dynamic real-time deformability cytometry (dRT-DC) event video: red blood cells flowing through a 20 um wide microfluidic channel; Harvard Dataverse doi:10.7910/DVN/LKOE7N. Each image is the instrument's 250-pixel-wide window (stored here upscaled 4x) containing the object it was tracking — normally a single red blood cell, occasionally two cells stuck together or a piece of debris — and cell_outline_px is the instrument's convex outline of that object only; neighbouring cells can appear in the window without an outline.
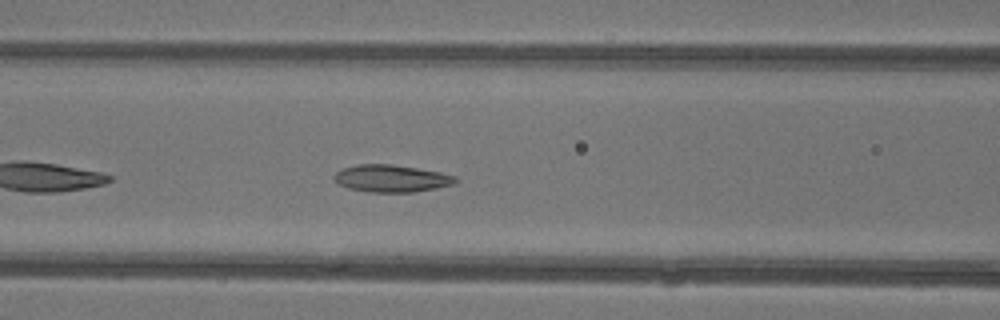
{"species": "common noctule bat (a hibernating species)", "species_latin": "Nyctalus noctula", "temperature_condition": "warm", "stored_images_in_passage": 35, "camera_frame_rate_fps": 3000, "um_per_image_px": 0.085, "animal": {"sex": "female"}, "frame": {"image": 1, "passage_image": 7, "time_ms": 2.0, "image_size_px": [1000, 320], "cell_outline_px": [[460, 180], [456, 184], [436, 188], [412, 192], [368, 192], [348, 188], [340, 184], [332, 176], [340, 168], [356, 164], [392, 164], [440, 172], [456, 176]], "centroid_in_image_um": [33.28, 15.16], "position_along_channel_um": 133.3, "area_um2": 19.42}}
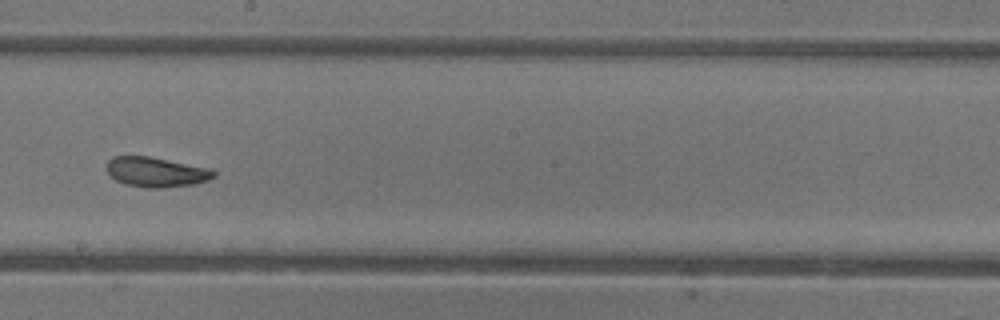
{"frame": {"image": 2, "passage_image": 14, "time_ms": 4.333, "image_size_px": [1000, 320], "cell_outline_px": [[216, 176], [208, 180], [192, 184], [160, 188], [148, 188], [124, 184], [108, 176], [108, 160], [112, 156], [148, 156], [212, 168], [216, 172]], "centroid_in_image_um": [13.28, 14.62], "position_along_channel_um": 234.9, "area_um2": 18.73}}
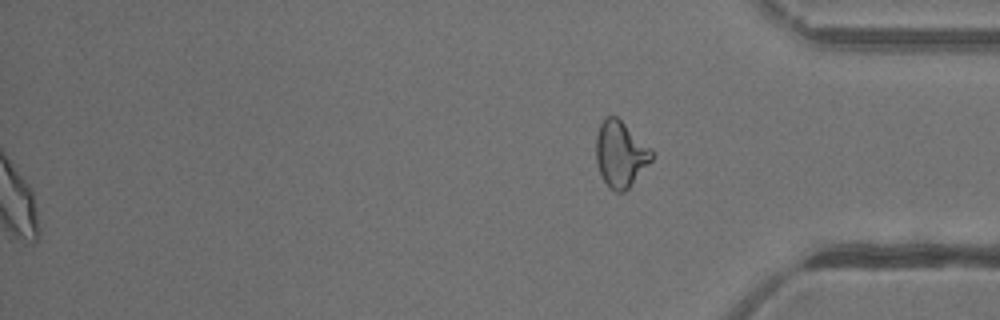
{"frame": {"image": 3, "passage_image": 35, "time_ms": 11.333, "image_size_px": [1000, 320], "cell_outline_px": [[656, 156], [632, 184], [624, 192], [616, 192], [608, 188], [596, 164], [596, 136], [600, 124], [604, 116], [616, 116], [652, 148], [656, 152]], "centroid_in_image_um": [52.77, 13.1], "position_along_channel_um": 382.4, "area_um2": 21.73}, "authors_computed_cell_mechanics": {"area_um2": 19.4208, "velocity_mm_per_s": 4.3616, "shape_relaxation_time_tau1_ms": 3.415, "shape_relaxation_time_tau2_ms": 2.1894, "deformation_change_tau1": 0.101, "deformation_change_tau2": 0.0923}}